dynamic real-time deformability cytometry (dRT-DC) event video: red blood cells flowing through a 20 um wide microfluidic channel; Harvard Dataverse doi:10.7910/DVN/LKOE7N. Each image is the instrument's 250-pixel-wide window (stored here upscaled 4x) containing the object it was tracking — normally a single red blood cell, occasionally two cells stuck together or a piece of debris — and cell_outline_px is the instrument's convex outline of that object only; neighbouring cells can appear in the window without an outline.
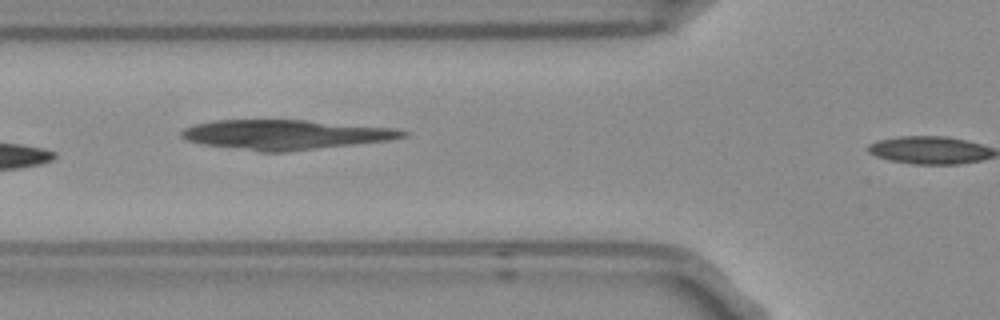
{"species": "Egyptian fruit bat (a non-hibernating species)", "species_latin": "Rousettus aegyptiacus", "temperature_condition": "room temperature", "stored_images_in_passage": 9, "camera_frame_rate_fps": 3000, "um_per_image_px": 0.085, "frame": {"image": 1, "passage_image": 6, "time_ms": 1.667, "image_size_px": [1000, 320], "cell_outline_px": [[408, 136], [392, 140], [284, 152], [260, 152], [204, 144], [188, 140], [180, 136], [180, 132], [184, 128], [196, 124], [212, 120], [308, 120], [400, 128], [408, 132]], "centroid_in_image_um": [24.33, 11.43], "position_along_channel_um": 101.5, "area_um2": 38.55}}